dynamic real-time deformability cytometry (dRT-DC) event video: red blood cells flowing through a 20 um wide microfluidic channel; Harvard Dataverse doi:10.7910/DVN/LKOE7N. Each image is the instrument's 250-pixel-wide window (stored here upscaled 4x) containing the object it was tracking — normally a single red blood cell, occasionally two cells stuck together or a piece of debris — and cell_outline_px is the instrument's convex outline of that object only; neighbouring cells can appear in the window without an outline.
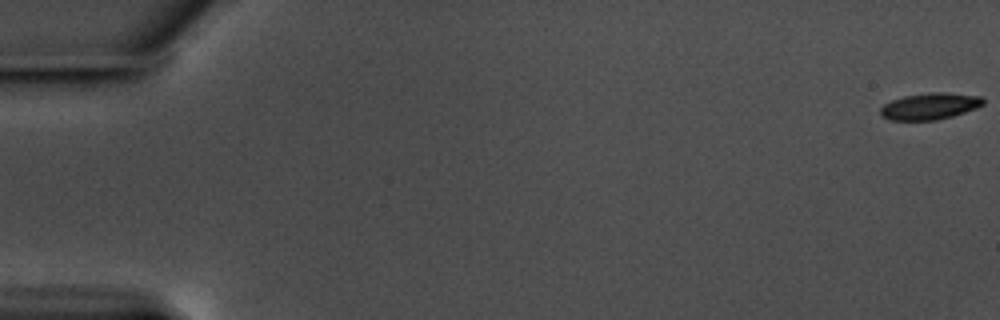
{"species": "common noctule bat (a hibernating species)", "species_latin": "Nyctalus noctula", "temperature_condition": "warm", "stored_images_in_passage": 59, "camera_frame_rate_fps": 3000, "um_per_image_px": 0.085, "animal": {"sex": "male", "body_mass_g": 17.5, "forearm_length_mm": 52.3}, "frame": {"image": 1, "passage_image": 1, "time_ms": 0.0, "image_size_px": [1000, 320], "cell_outline_px": [[984, 104], [976, 108], [952, 116], [936, 120], [892, 120], [880, 116], [880, 108], [884, 104], [892, 100], [904, 96], [932, 92], [944, 92], [980, 96], [984, 100]], "centroid_in_image_um": [79.02, 9.03], "position_along_channel_um": 6.0, "area_um2": 15.84}}
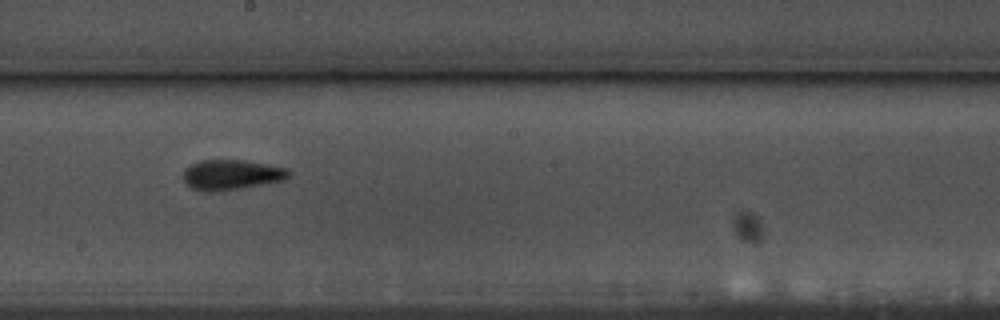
{"frame": {"image": 2, "passage_image": 34, "time_ms": 11.0, "image_size_px": [1000, 320], "cell_outline_px": [[292, 172], [284, 180], [240, 188], [216, 192], [204, 192], [192, 188], [184, 180], [184, 168], [200, 160], [244, 160], [288, 168]], "centroid_in_image_um": [19.67, 14.85], "position_along_channel_um": 228.5, "area_um2": 18.5}}
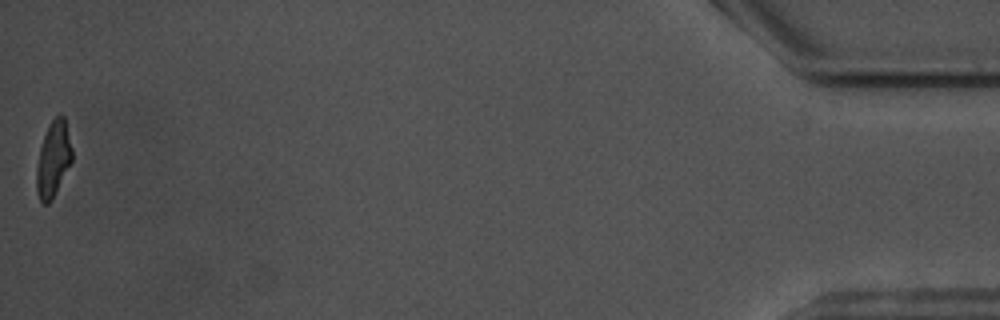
{"frame": {"image": 3, "passage_image": 59, "time_ms": 19.333, "image_size_px": [1000, 320], "cell_outline_px": [[72, 160], [52, 200], [48, 204], [44, 204], [40, 200], [36, 192], [36, 168], [40, 148], [48, 124], [56, 116], [64, 116], [72, 148]], "centroid_in_image_um": [4.51, 13.55], "position_along_channel_um": 430.7, "area_um2": 15.55}, "authors_computed_cell_mechanics": {"area_um2": 17.051, "velocity_mm_per_s": 3.5508, "shape_relaxation_time_tau1_ms": 3.1832, "shape_relaxation_time_tau2_ms": 1.9723, "deformation_change_tau1": 0.1608, "deformation_change_tau2": 0.1024}}